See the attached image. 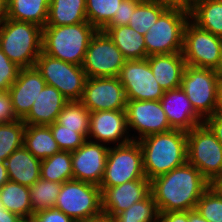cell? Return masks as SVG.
Returning a JSON list of instances; mask_svg holds the SVG:
<instances>
[{
  "mask_svg": "<svg viewBox=\"0 0 222 222\" xmlns=\"http://www.w3.org/2000/svg\"><path fill=\"white\" fill-rule=\"evenodd\" d=\"M211 184L190 163L174 168L150 181V193L159 213L190 211L196 208L203 192Z\"/></svg>",
  "mask_w": 222,
  "mask_h": 222,
  "instance_id": "obj_1",
  "label": "cell"
},
{
  "mask_svg": "<svg viewBox=\"0 0 222 222\" xmlns=\"http://www.w3.org/2000/svg\"><path fill=\"white\" fill-rule=\"evenodd\" d=\"M143 153L145 177L152 180L187 162V132L172 129L138 140Z\"/></svg>",
  "mask_w": 222,
  "mask_h": 222,
  "instance_id": "obj_2",
  "label": "cell"
},
{
  "mask_svg": "<svg viewBox=\"0 0 222 222\" xmlns=\"http://www.w3.org/2000/svg\"><path fill=\"white\" fill-rule=\"evenodd\" d=\"M97 29L88 22L42 28V52L56 59L83 65L87 47Z\"/></svg>",
  "mask_w": 222,
  "mask_h": 222,
  "instance_id": "obj_3",
  "label": "cell"
},
{
  "mask_svg": "<svg viewBox=\"0 0 222 222\" xmlns=\"http://www.w3.org/2000/svg\"><path fill=\"white\" fill-rule=\"evenodd\" d=\"M0 49L20 68L34 67L42 52V28L6 18L0 23Z\"/></svg>",
  "mask_w": 222,
  "mask_h": 222,
  "instance_id": "obj_4",
  "label": "cell"
},
{
  "mask_svg": "<svg viewBox=\"0 0 222 222\" xmlns=\"http://www.w3.org/2000/svg\"><path fill=\"white\" fill-rule=\"evenodd\" d=\"M221 82L222 74L217 70L185 67L180 88L204 120L218 111Z\"/></svg>",
  "mask_w": 222,
  "mask_h": 222,
  "instance_id": "obj_5",
  "label": "cell"
},
{
  "mask_svg": "<svg viewBox=\"0 0 222 222\" xmlns=\"http://www.w3.org/2000/svg\"><path fill=\"white\" fill-rule=\"evenodd\" d=\"M187 162L211 185L222 175V144L205 123L187 132Z\"/></svg>",
  "mask_w": 222,
  "mask_h": 222,
  "instance_id": "obj_6",
  "label": "cell"
},
{
  "mask_svg": "<svg viewBox=\"0 0 222 222\" xmlns=\"http://www.w3.org/2000/svg\"><path fill=\"white\" fill-rule=\"evenodd\" d=\"M189 20V12L168 8L144 35L147 56L182 53L184 30Z\"/></svg>",
  "mask_w": 222,
  "mask_h": 222,
  "instance_id": "obj_7",
  "label": "cell"
},
{
  "mask_svg": "<svg viewBox=\"0 0 222 222\" xmlns=\"http://www.w3.org/2000/svg\"><path fill=\"white\" fill-rule=\"evenodd\" d=\"M54 208L75 222L100 217L103 215L101 189L88 182L68 180L62 183Z\"/></svg>",
  "mask_w": 222,
  "mask_h": 222,
  "instance_id": "obj_8",
  "label": "cell"
},
{
  "mask_svg": "<svg viewBox=\"0 0 222 222\" xmlns=\"http://www.w3.org/2000/svg\"><path fill=\"white\" fill-rule=\"evenodd\" d=\"M34 67L46 85L55 87L69 101H80L87 75L82 66L53 58L43 52Z\"/></svg>",
  "mask_w": 222,
  "mask_h": 222,
  "instance_id": "obj_9",
  "label": "cell"
},
{
  "mask_svg": "<svg viewBox=\"0 0 222 222\" xmlns=\"http://www.w3.org/2000/svg\"><path fill=\"white\" fill-rule=\"evenodd\" d=\"M144 177L142 149L138 141L132 140L124 145L110 146L99 187L102 191L104 188L119 186Z\"/></svg>",
  "mask_w": 222,
  "mask_h": 222,
  "instance_id": "obj_10",
  "label": "cell"
},
{
  "mask_svg": "<svg viewBox=\"0 0 222 222\" xmlns=\"http://www.w3.org/2000/svg\"><path fill=\"white\" fill-rule=\"evenodd\" d=\"M182 55L186 65L220 72L221 37L200 29L189 20L184 30Z\"/></svg>",
  "mask_w": 222,
  "mask_h": 222,
  "instance_id": "obj_11",
  "label": "cell"
},
{
  "mask_svg": "<svg viewBox=\"0 0 222 222\" xmlns=\"http://www.w3.org/2000/svg\"><path fill=\"white\" fill-rule=\"evenodd\" d=\"M127 59L103 30L90 40L83 62L88 78L118 77Z\"/></svg>",
  "mask_w": 222,
  "mask_h": 222,
  "instance_id": "obj_12",
  "label": "cell"
},
{
  "mask_svg": "<svg viewBox=\"0 0 222 222\" xmlns=\"http://www.w3.org/2000/svg\"><path fill=\"white\" fill-rule=\"evenodd\" d=\"M119 79L127 100H161L164 90L156 81L147 59L127 60Z\"/></svg>",
  "mask_w": 222,
  "mask_h": 222,
  "instance_id": "obj_13",
  "label": "cell"
},
{
  "mask_svg": "<svg viewBox=\"0 0 222 222\" xmlns=\"http://www.w3.org/2000/svg\"><path fill=\"white\" fill-rule=\"evenodd\" d=\"M80 102L90 111L125 110L127 99L119 77L87 78Z\"/></svg>",
  "mask_w": 222,
  "mask_h": 222,
  "instance_id": "obj_14",
  "label": "cell"
},
{
  "mask_svg": "<svg viewBox=\"0 0 222 222\" xmlns=\"http://www.w3.org/2000/svg\"><path fill=\"white\" fill-rule=\"evenodd\" d=\"M125 111L129 132L132 129L138 134L134 137V141L151 134L164 133L173 129L168 122L160 100H127Z\"/></svg>",
  "mask_w": 222,
  "mask_h": 222,
  "instance_id": "obj_15",
  "label": "cell"
},
{
  "mask_svg": "<svg viewBox=\"0 0 222 222\" xmlns=\"http://www.w3.org/2000/svg\"><path fill=\"white\" fill-rule=\"evenodd\" d=\"M132 135L129 134L125 110L90 112L88 140L116 146L134 141Z\"/></svg>",
  "mask_w": 222,
  "mask_h": 222,
  "instance_id": "obj_16",
  "label": "cell"
},
{
  "mask_svg": "<svg viewBox=\"0 0 222 222\" xmlns=\"http://www.w3.org/2000/svg\"><path fill=\"white\" fill-rule=\"evenodd\" d=\"M86 140L76 151L71 152L73 179L100 186L109 146Z\"/></svg>",
  "mask_w": 222,
  "mask_h": 222,
  "instance_id": "obj_17",
  "label": "cell"
},
{
  "mask_svg": "<svg viewBox=\"0 0 222 222\" xmlns=\"http://www.w3.org/2000/svg\"><path fill=\"white\" fill-rule=\"evenodd\" d=\"M150 194V180L146 177L125 182L101 191L103 215L111 220Z\"/></svg>",
  "mask_w": 222,
  "mask_h": 222,
  "instance_id": "obj_18",
  "label": "cell"
},
{
  "mask_svg": "<svg viewBox=\"0 0 222 222\" xmlns=\"http://www.w3.org/2000/svg\"><path fill=\"white\" fill-rule=\"evenodd\" d=\"M45 85V80L35 67L20 69L18 77L8 90L17 119L23 120L27 116Z\"/></svg>",
  "mask_w": 222,
  "mask_h": 222,
  "instance_id": "obj_19",
  "label": "cell"
},
{
  "mask_svg": "<svg viewBox=\"0 0 222 222\" xmlns=\"http://www.w3.org/2000/svg\"><path fill=\"white\" fill-rule=\"evenodd\" d=\"M160 103L173 129L188 132L204 123V119L194 110L180 87L164 91Z\"/></svg>",
  "mask_w": 222,
  "mask_h": 222,
  "instance_id": "obj_20",
  "label": "cell"
},
{
  "mask_svg": "<svg viewBox=\"0 0 222 222\" xmlns=\"http://www.w3.org/2000/svg\"><path fill=\"white\" fill-rule=\"evenodd\" d=\"M69 101L55 87L45 85L27 116L22 120L26 125H50Z\"/></svg>",
  "mask_w": 222,
  "mask_h": 222,
  "instance_id": "obj_21",
  "label": "cell"
},
{
  "mask_svg": "<svg viewBox=\"0 0 222 222\" xmlns=\"http://www.w3.org/2000/svg\"><path fill=\"white\" fill-rule=\"evenodd\" d=\"M152 73L164 91L179 88L186 62L182 53L155 54L146 58Z\"/></svg>",
  "mask_w": 222,
  "mask_h": 222,
  "instance_id": "obj_22",
  "label": "cell"
},
{
  "mask_svg": "<svg viewBox=\"0 0 222 222\" xmlns=\"http://www.w3.org/2000/svg\"><path fill=\"white\" fill-rule=\"evenodd\" d=\"M8 179L30 187L41 178V160L34 157L24 145L15 150L5 161Z\"/></svg>",
  "mask_w": 222,
  "mask_h": 222,
  "instance_id": "obj_23",
  "label": "cell"
},
{
  "mask_svg": "<svg viewBox=\"0 0 222 222\" xmlns=\"http://www.w3.org/2000/svg\"><path fill=\"white\" fill-rule=\"evenodd\" d=\"M112 39L127 60L146 59L144 35L130 26L104 27L102 29Z\"/></svg>",
  "mask_w": 222,
  "mask_h": 222,
  "instance_id": "obj_24",
  "label": "cell"
},
{
  "mask_svg": "<svg viewBox=\"0 0 222 222\" xmlns=\"http://www.w3.org/2000/svg\"><path fill=\"white\" fill-rule=\"evenodd\" d=\"M23 145L34 157L40 160L61 151L49 125H26Z\"/></svg>",
  "mask_w": 222,
  "mask_h": 222,
  "instance_id": "obj_25",
  "label": "cell"
},
{
  "mask_svg": "<svg viewBox=\"0 0 222 222\" xmlns=\"http://www.w3.org/2000/svg\"><path fill=\"white\" fill-rule=\"evenodd\" d=\"M88 22L86 0H50L46 26Z\"/></svg>",
  "mask_w": 222,
  "mask_h": 222,
  "instance_id": "obj_26",
  "label": "cell"
},
{
  "mask_svg": "<svg viewBox=\"0 0 222 222\" xmlns=\"http://www.w3.org/2000/svg\"><path fill=\"white\" fill-rule=\"evenodd\" d=\"M50 0H8L7 18L30 22L44 28L48 18Z\"/></svg>",
  "mask_w": 222,
  "mask_h": 222,
  "instance_id": "obj_27",
  "label": "cell"
},
{
  "mask_svg": "<svg viewBox=\"0 0 222 222\" xmlns=\"http://www.w3.org/2000/svg\"><path fill=\"white\" fill-rule=\"evenodd\" d=\"M2 206L21 217L24 221L32 217L29 187L8 180L0 187Z\"/></svg>",
  "mask_w": 222,
  "mask_h": 222,
  "instance_id": "obj_28",
  "label": "cell"
},
{
  "mask_svg": "<svg viewBox=\"0 0 222 222\" xmlns=\"http://www.w3.org/2000/svg\"><path fill=\"white\" fill-rule=\"evenodd\" d=\"M190 20L200 29L222 37V0L199 4L190 12Z\"/></svg>",
  "mask_w": 222,
  "mask_h": 222,
  "instance_id": "obj_29",
  "label": "cell"
},
{
  "mask_svg": "<svg viewBox=\"0 0 222 222\" xmlns=\"http://www.w3.org/2000/svg\"><path fill=\"white\" fill-rule=\"evenodd\" d=\"M40 176L42 179L64 183L73 179L71 152L60 151L41 160Z\"/></svg>",
  "mask_w": 222,
  "mask_h": 222,
  "instance_id": "obj_30",
  "label": "cell"
},
{
  "mask_svg": "<svg viewBox=\"0 0 222 222\" xmlns=\"http://www.w3.org/2000/svg\"><path fill=\"white\" fill-rule=\"evenodd\" d=\"M61 186V183L40 178L29 187L32 216L54 208Z\"/></svg>",
  "mask_w": 222,
  "mask_h": 222,
  "instance_id": "obj_31",
  "label": "cell"
},
{
  "mask_svg": "<svg viewBox=\"0 0 222 222\" xmlns=\"http://www.w3.org/2000/svg\"><path fill=\"white\" fill-rule=\"evenodd\" d=\"M168 8L154 0H142L136 6L128 26L145 35Z\"/></svg>",
  "mask_w": 222,
  "mask_h": 222,
  "instance_id": "obj_32",
  "label": "cell"
},
{
  "mask_svg": "<svg viewBox=\"0 0 222 222\" xmlns=\"http://www.w3.org/2000/svg\"><path fill=\"white\" fill-rule=\"evenodd\" d=\"M90 111L80 102H68L56 119V123L69 129H76L86 139L89 133Z\"/></svg>",
  "mask_w": 222,
  "mask_h": 222,
  "instance_id": "obj_33",
  "label": "cell"
},
{
  "mask_svg": "<svg viewBox=\"0 0 222 222\" xmlns=\"http://www.w3.org/2000/svg\"><path fill=\"white\" fill-rule=\"evenodd\" d=\"M26 124L22 120L0 124V161L6 159L23 146Z\"/></svg>",
  "mask_w": 222,
  "mask_h": 222,
  "instance_id": "obj_34",
  "label": "cell"
},
{
  "mask_svg": "<svg viewBox=\"0 0 222 222\" xmlns=\"http://www.w3.org/2000/svg\"><path fill=\"white\" fill-rule=\"evenodd\" d=\"M123 0H86L87 21L102 30L117 14Z\"/></svg>",
  "mask_w": 222,
  "mask_h": 222,
  "instance_id": "obj_35",
  "label": "cell"
},
{
  "mask_svg": "<svg viewBox=\"0 0 222 222\" xmlns=\"http://www.w3.org/2000/svg\"><path fill=\"white\" fill-rule=\"evenodd\" d=\"M159 211L152 194L117 214L111 222H156Z\"/></svg>",
  "mask_w": 222,
  "mask_h": 222,
  "instance_id": "obj_36",
  "label": "cell"
},
{
  "mask_svg": "<svg viewBox=\"0 0 222 222\" xmlns=\"http://www.w3.org/2000/svg\"><path fill=\"white\" fill-rule=\"evenodd\" d=\"M208 222H222V194L210 185L202 194L195 208Z\"/></svg>",
  "mask_w": 222,
  "mask_h": 222,
  "instance_id": "obj_37",
  "label": "cell"
},
{
  "mask_svg": "<svg viewBox=\"0 0 222 222\" xmlns=\"http://www.w3.org/2000/svg\"><path fill=\"white\" fill-rule=\"evenodd\" d=\"M61 151H76L87 139L76 129H69L56 122L49 125Z\"/></svg>",
  "mask_w": 222,
  "mask_h": 222,
  "instance_id": "obj_38",
  "label": "cell"
},
{
  "mask_svg": "<svg viewBox=\"0 0 222 222\" xmlns=\"http://www.w3.org/2000/svg\"><path fill=\"white\" fill-rule=\"evenodd\" d=\"M20 67L0 49V91H8L18 77Z\"/></svg>",
  "mask_w": 222,
  "mask_h": 222,
  "instance_id": "obj_39",
  "label": "cell"
},
{
  "mask_svg": "<svg viewBox=\"0 0 222 222\" xmlns=\"http://www.w3.org/2000/svg\"><path fill=\"white\" fill-rule=\"evenodd\" d=\"M142 0H123L120 4L117 14L114 15L113 19L105 27L115 26H127L134 14L136 6Z\"/></svg>",
  "mask_w": 222,
  "mask_h": 222,
  "instance_id": "obj_40",
  "label": "cell"
},
{
  "mask_svg": "<svg viewBox=\"0 0 222 222\" xmlns=\"http://www.w3.org/2000/svg\"><path fill=\"white\" fill-rule=\"evenodd\" d=\"M33 222H75L61 210L49 208L31 217Z\"/></svg>",
  "mask_w": 222,
  "mask_h": 222,
  "instance_id": "obj_41",
  "label": "cell"
},
{
  "mask_svg": "<svg viewBox=\"0 0 222 222\" xmlns=\"http://www.w3.org/2000/svg\"><path fill=\"white\" fill-rule=\"evenodd\" d=\"M18 120L13 112L8 91H0V124Z\"/></svg>",
  "mask_w": 222,
  "mask_h": 222,
  "instance_id": "obj_42",
  "label": "cell"
},
{
  "mask_svg": "<svg viewBox=\"0 0 222 222\" xmlns=\"http://www.w3.org/2000/svg\"><path fill=\"white\" fill-rule=\"evenodd\" d=\"M204 123L215 134L216 139L222 144V112L216 111L213 115L207 117Z\"/></svg>",
  "mask_w": 222,
  "mask_h": 222,
  "instance_id": "obj_43",
  "label": "cell"
},
{
  "mask_svg": "<svg viewBox=\"0 0 222 222\" xmlns=\"http://www.w3.org/2000/svg\"><path fill=\"white\" fill-rule=\"evenodd\" d=\"M156 222H188V211L159 213Z\"/></svg>",
  "mask_w": 222,
  "mask_h": 222,
  "instance_id": "obj_44",
  "label": "cell"
},
{
  "mask_svg": "<svg viewBox=\"0 0 222 222\" xmlns=\"http://www.w3.org/2000/svg\"><path fill=\"white\" fill-rule=\"evenodd\" d=\"M24 220L18 215L6 210L0 201V222H23Z\"/></svg>",
  "mask_w": 222,
  "mask_h": 222,
  "instance_id": "obj_45",
  "label": "cell"
},
{
  "mask_svg": "<svg viewBox=\"0 0 222 222\" xmlns=\"http://www.w3.org/2000/svg\"><path fill=\"white\" fill-rule=\"evenodd\" d=\"M207 1H210V0H183V10L190 13L199 4L207 2Z\"/></svg>",
  "mask_w": 222,
  "mask_h": 222,
  "instance_id": "obj_46",
  "label": "cell"
},
{
  "mask_svg": "<svg viewBox=\"0 0 222 222\" xmlns=\"http://www.w3.org/2000/svg\"><path fill=\"white\" fill-rule=\"evenodd\" d=\"M169 8H181L183 10V0H154Z\"/></svg>",
  "mask_w": 222,
  "mask_h": 222,
  "instance_id": "obj_47",
  "label": "cell"
},
{
  "mask_svg": "<svg viewBox=\"0 0 222 222\" xmlns=\"http://www.w3.org/2000/svg\"><path fill=\"white\" fill-rule=\"evenodd\" d=\"M188 222H208L200 213L194 209L188 211Z\"/></svg>",
  "mask_w": 222,
  "mask_h": 222,
  "instance_id": "obj_48",
  "label": "cell"
},
{
  "mask_svg": "<svg viewBox=\"0 0 222 222\" xmlns=\"http://www.w3.org/2000/svg\"><path fill=\"white\" fill-rule=\"evenodd\" d=\"M8 14V0H0V23H2Z\"/></svg>",
  "mask_w": 222,
  "mask_h": 222,
  "instance_id": "obj_49",
  "label": "cell"
},
{
  "mask_svg": "<svg viewBox=\"0 0 222 222\" xmlns=\"http://www.w3.org/2000/svg\"><path fill=\"white\" fill-rule=\"evenodd\" d=\"M8 180L6 164L4 161H0V187Z\"/></svg>",
  "mask_w": 222,
  "mask_h": 222,
  "instance_id": "obj_50",
  "label": "cell"
},
{
  "mask_svg": "<svg viewBox=\"0 0 222 222\" xmlns=\"http://www.w3.org/2000/svg\"><path fill=\"white\" fill-rule=\"evenodd\" d=\"M76 222H111L108 218H106L104 215L93 218V219H88V220H82V221H76Z\"/></svg>",
  "mask_w": 222,
  "mask_h": 222,
  "instance_id": "obj_51",
  "label": "cell"
},
{
  "mask_svg": "<svg viewBox=\"0 0 222 222\" xmlns=\"http://www.w3.org/2000/svg\"><path fill=\"white\" fill-rule=\"evenodd\" d=\"M212 185L222 194V175Z\"/></svg>",
  "mask_w": 222,
  "mask_h": 222,
  "instance_id": "obj_52",
  "label": "cell"
},
{
  "mask_svg": "<svg viewBox=\"0 0 222 222\" xmlns=\"http://www.w3.org/2000/svg\"><path fill=\"white\" fill-rule=\"evenodd\" d=\"M218 111L222 112V82H221V85H220V97H219V108H218Z\"/></svg>",
  "mask_w": 222,
  "mask_h": 222,
  "instance_id": "obj_53",
  "label": "cell"
},
{
  "mask_svg": "<svg viewBox=\"0 0 222 222\" xmlns=\"http://www.w3.org/2000/svg\"><path fill=\"white\" fill-rule=\"evenodd\" d=\"M220 73L222 74V37H221V65H220Z\"/></svg>",
  "mask_w": 222,
  "mask_h": 222,
  "instance_id": "obj_54",
  "label": "cell"
},
{
  "mask_svg": "<svg viewBox=\"0 0 222 222\" xmlns=\"http://www.w3.org/2000/svg\"><path fill=\"white\" fill-rule=\"evenodd\" d=\"M23 222H33V221L31 219H29V220H25Z\"/></svg>",
  "mask_w": 222,
  "mask_h": 222,
  "instance_id": "obj_55",
  "label": "cell"
}]
</instances>
